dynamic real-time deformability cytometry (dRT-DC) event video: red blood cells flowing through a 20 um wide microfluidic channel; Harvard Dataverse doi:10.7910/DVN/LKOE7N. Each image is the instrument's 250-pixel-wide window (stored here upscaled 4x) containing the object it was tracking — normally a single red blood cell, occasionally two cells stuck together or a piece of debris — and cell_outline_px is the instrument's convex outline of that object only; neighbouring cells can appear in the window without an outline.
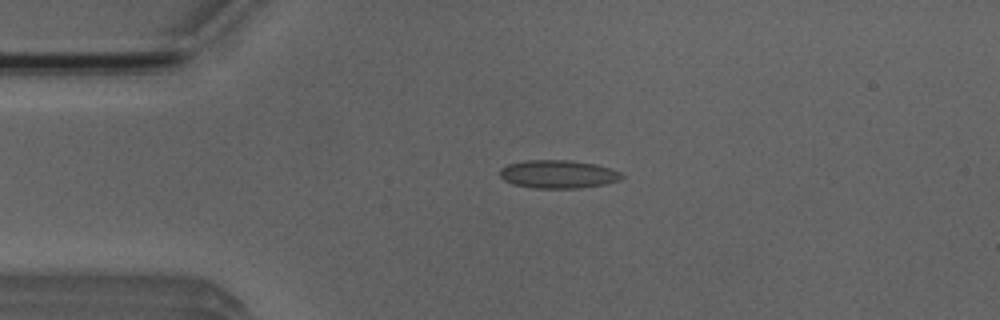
{"species": "Egyptian fruit bat (a non-hibernating species)", "species_latin": "Rousettus aegyptiacus", "temperature_condition": "room temperature", "stored_images_in_passage": 5, "camera_frame_rate_fps": 3000, "um_per_image_px": 0.085, "animal": {"sex": "male"}, "frame": {"image": 1, "passage_image": 1, "time_ms": 0.0, "image_size_px": [1000, 320], "cell_outline_px": [[624, 176], [620, 180], [604, 184], [580, 188], [536, 188], [512, 184], [504, 180], [500, 176], [500, 168], [508, 164], [528, 160], [568, 160], [596, 164], [620, 172]], "centroid_in_image_um": [47.43, 14.8], "position_along_channel_um": 37.6, "area_um2": 19.94}}
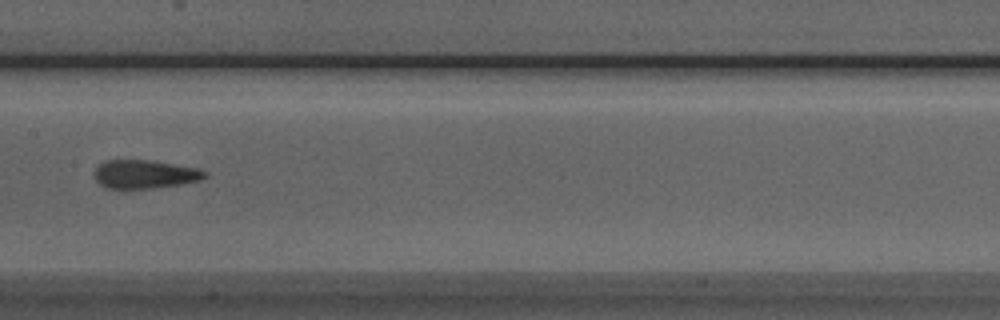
{"frame": {"image": 2, "passage_image": 5, "time_ms": 4.667, "image_size_px": [1000, 320], "cell_outline_px": [[208, 176], [200, 180], [180, 184], [152, 188], [108, 188], [100, 184], [96, 180], [92, 172], [104, 160], [148, 160], [200, 168], [208, 172]], "centroid_in_image_um": [12.32, 14.8], "position_along_channel_um": 195.1, "area_um2": 18.38}}